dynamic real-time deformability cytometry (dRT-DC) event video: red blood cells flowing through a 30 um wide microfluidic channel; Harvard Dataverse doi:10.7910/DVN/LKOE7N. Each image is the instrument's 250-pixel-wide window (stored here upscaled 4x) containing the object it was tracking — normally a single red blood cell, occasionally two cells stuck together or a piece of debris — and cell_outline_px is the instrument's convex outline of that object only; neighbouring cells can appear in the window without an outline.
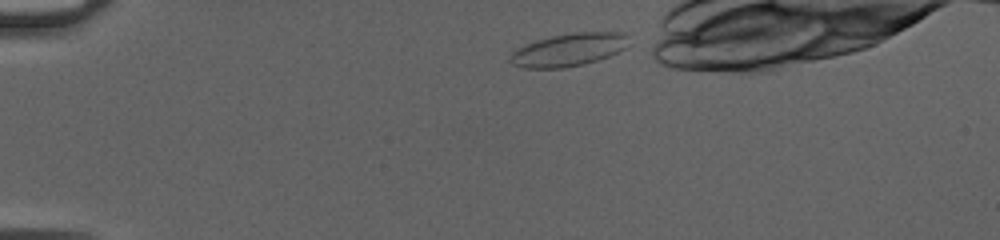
{"species": "common noctule bat (a hibernating species)", "species_latin": "Nyctalus noctula", "temperature_condition": "cold", "stored_images_in_passage": 32, "camera_frame_rate_fps": 3000, "um_per_image_px": 0.085, "animal": {"sex": "female", "body_mass_g": 20.0, "forearm_length_mm": 54.0}, "frame": {"image": 1, "passage_image": 1, "time_ms": 0.0, "image_size_px": [1000, 240], "cell_outline_px": [[632, 44], [608, 56], [584, 64], [564, 68], [524, 68], [512, 64], [508, 60], [508, 56], [512, 52], [524, 44], [536, 40], [552, 36], [572, 32], [624, 32], [628, 36]], "centroid_in_image_um": [48.34, 4.22], "position_along_channel_um": 36.7, "area_um2": 22.95}}
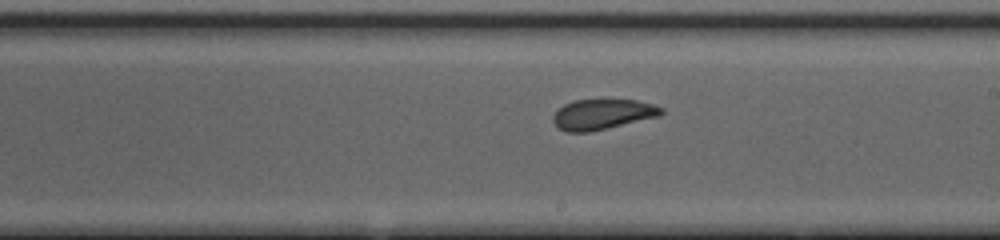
{"frame": {"image": 2, "passage_image": 20, "time_ms": 6.333, "image_size_px": [1000, 240], "cell_outline_px": [[664, 112], [660, 116], [588, 132], [568, 132], [560, 128], [552, 120], [552, 116], [564, 104], [576, 100], [636, 100], [652, 104], [664, 108]], "centroid_in_image_um": [51.23, 9.71], "position_along_channel_um": 237.8, "area_um2": 18.84}}
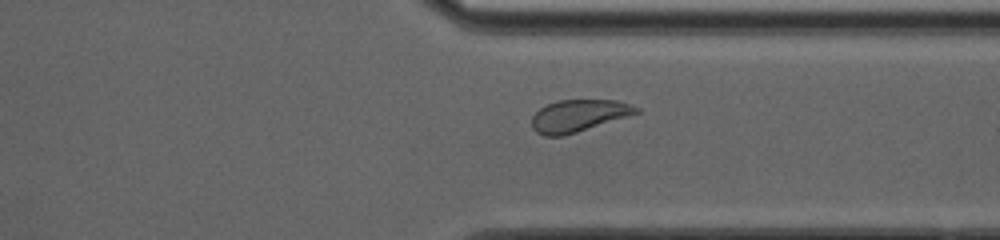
{"frame": {"image": 3, "passage_image": 29, "time_ms": 9.333, "image_size_px": [1000, 240], "cell_outline_px": [[640, 112], [628, 116], [564, 136], [544, 136], [536, 132], [532, 128], [532, 116], [540, 108], [556, 100], [616, 100], [640, 108]], "centroid_in_image_um": [49.15, 9.84], "position_along_channel_um": 362.3, "area_um2": 19.42}}